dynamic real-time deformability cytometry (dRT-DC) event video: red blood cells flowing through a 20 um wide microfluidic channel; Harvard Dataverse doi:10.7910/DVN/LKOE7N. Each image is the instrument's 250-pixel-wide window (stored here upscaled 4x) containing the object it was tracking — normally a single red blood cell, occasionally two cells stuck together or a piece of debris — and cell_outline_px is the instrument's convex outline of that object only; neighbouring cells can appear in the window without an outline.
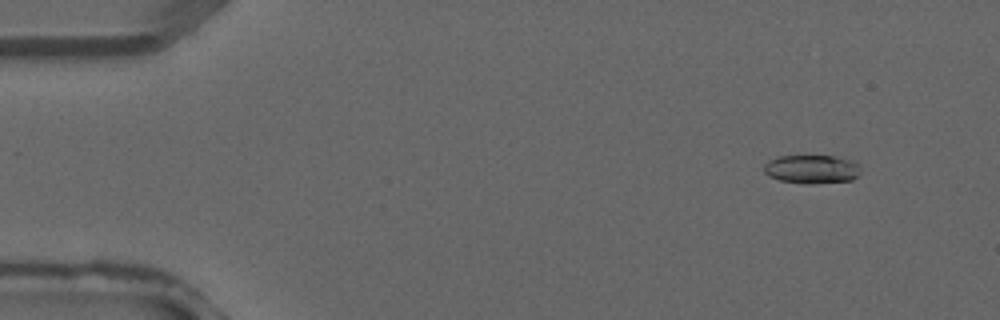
{"species": "common noctule bat (a hibernating species)", "species_latin": "Nyctalus noctula", "temperature_condition": "warm", "stored_images_in_passage": 4, "camera_frame_rate_fps": 3000, "um_per_image_px": 0.085, "animal": {"sex": "male", "forearm_length_mm": 52.5}, "frame": {"image": 1, "passage_image": 2, "time_ms": 0.333, "image_size_px": [1000, 320], "cell_outline_px": [[860, 172], [852, 180], [780, 180], [768, 176], [764, 172], [764, 164], [768, 160], [776, 156], [832, 156], [856, 160], [860, 168]], "centroid_in_image_um": [68.99, 14.3], "position_along_channel_um": 16.0, "area_um2": 15.2}}
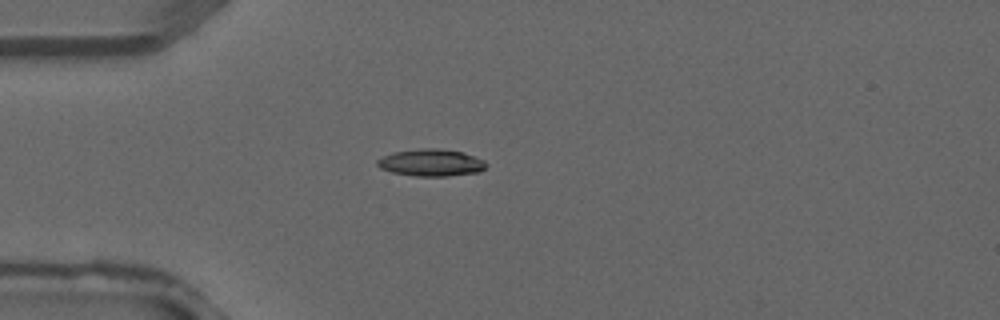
{"frame": {"image": 2, "passage_image": 4, "time_ms": 1.0, "image_size_px": [1000, 320], "cell_outline_px": [[488, 164], [480, 172], [448, 176], [416, 176], [392, 172], [380, 168], [376, 164], [376, 160], [392, 152], [416, 148], [436, 148], [464, 152], [484, 160]], "centroid_in_image_um": [36.64, 13.82], "position_along_channel_um": 48.4, "area_um2": 17.34}}